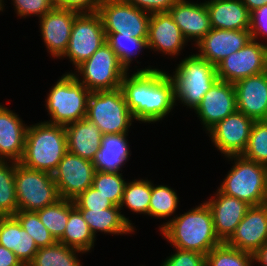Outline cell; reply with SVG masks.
I'll list each match as a JSON object with an SVG mask.
<instances>
[{
    "mask_svg": "<svg viewBox=\"0 0 267 266\" xmlns=\"http://www.w3.org/2000/svg\"><path fill=\"white\" fill-rule=\"evenodd\" d=\"M151 66L126 73L121 82L127 107L136 121L159 122L172 111L175 101V85L169 74Z\"/></svg>",
    "mask_w": 267,
    "mask_h": 266,
    "instance_id": "obj_1",
    "label": "cell"
},
{
    "mask_svg": "<svg viewBox=\"0 0 267 266\" xmlns=\"http://www.w3.org/2000/svg\"><path fill=\"white\" fill-rule=\"evenodd\" d=\"M159 230L174 248L203 255L222 243L216 235L212 213L206 202L170 218Z\"/></svg>",
    "mask_w": 267,
    "mask_h": 266,
    "instance_id": "obj_2",
    "label": "cell"
},
{
    "mask_svg": "<svg viewBox=\"0 0 267 266\" xmlns=\"http://www.w3.org/2000/svg\"><path fill=\"white\" fill-rule=\"evenodd\" d=\"M66 152L65 126L44 121L27 127L24 153L19 163L52 174Z\"/></svg>",
    "mask_w": 267,
    "mask_h": 266,
    "instance_id": "obj_3",
    "label": "cell"
},
{
    "mask_svg": "<svg viewBox=\"0 0 267 266\" xmlns=\"http://www.w3.org/2000/svg\"><path fill=\"white\" fill-rule=\"evenodd\" d=\"M226 158L234 160V165L218 189L251 206L265 204L267 201V166L242 155H231Z\"/></svg>",
    "mask_w": 267,
    "mask_h": 266,
    "instance_id": "obj_4",
    "label": "cell"
},
{
    "mask_svg": "<svg viewBox=\"0 0 267 266\" xmlns=\"http://www.w3.org/2000/svg\"><path fill=\"white\" fill-rule=\"evenodd\" d=\"M90 91L79 82L73 72H66L51 87L47 95V123L66 126L86 117Z\"/></svg>",
    "mask_w": 267,
    "mask_h": 266,
    "instance_id": "obj_5",
    "label": "cell"
},
{
    "mask_svg": "<svg viewBox=\"0 0 267 266\" xmlns=\"http://www.w3.org/2000/svg\"><path fill=\"white\" fill-rule=\"evenodd\" d=\"M177 65L174 75L169 74L175 85V101L195 110L218 80L216 66L197 54L189 55Z\"/></svg>",
    "mask_w": 267,
    "mask_h": 266,
    "instance_id": "obj_6",
    "label": "cell"
},
{
    "mask_svg": "<svg viewBox=\"0 0 267 266\" xmlns=\"http://www.w3.org/2000/svg\"><path fill=\"white\" fill-rule=\"evenodd\" d=\"M86 118L95 123L103 135L128 133L134 122L121 88L91 92Z\"/></svg>",
    "mask_w": 267,
    "mask_h": 266,
    "instance_id": "obj_7",
    "label": "cell"
},
{
    "mask_svg": "<svg viewBox=\"0 0 267 266\" xmlns=\"http://www.w3.org/2000/svg\"><path fill=\"white\" fill-rule=\"evenodd\" d=\"M75 70L77 71L73 75L90 92L120 88L122 79L128 72L107 42Z\"/></svg>",
    "mask_w": 267,
    "mask_h": 266,
    "instance_id": "obj_8",
    "label": "cell"
},
{
    "mask_svg": "<svg viewBox=\"0 0 267 266\" xmlns=\"http://www.w3.org/2000/svg\"><path fill=\"white\" fill-rule=\"evenodd\" d=\"M15 187L18 210L37 211L61 199L51 173L28 168L19 162L15 165Z\"/></svg>",
    "mask_w": 267,
    "mask_h": 266,
    "instance_id": "obj_9",
    "label": "cell"
},
{
    "mask_svg": "<svg viewBox=\"0 0 267 266\" xmlns=\"http://www.w3.org/2000/svg\"><path fill=\"white\" fill-rule=\"evenodd\" d=\"M97 13L102 19L106 37L110 33H132L138 39L148 37L151 14L124 0H100Z\"/></svg>",
    "mask_w": 267,
    "mask_h": 266,
    "instance_id": "obj_10",
    "label": "cell"
},
{
    "mask_svg": "<svg viewBox=\"0 0 267 266\" xmlns=\"http://www.w3.org/2000/svg\"><path fill=\"white\" fill-rule=\"evenodd\" d=\"M106 42L100 15L79 14L72 25L69 44L61 58L68 57L75 69L89 59Z\"/></svg>",
    "mask_w": 267,
    "mask_h": 266,
    "instance_id": "obj_11",
    "label": "cell"
},
{
    "mask_svg": "<svg viewBox=\"0 0 267 266\" xmlns=\"http://www.w3.org/2000/svg\"><path fill=\"white\" fill-rule=\"evenodd\" d=\"M95 172L92 161L67 151L52 173L60 198L67 200L77 198L92 186Z\"/></svg>",
    "mask_w": 267,
    "mask_h": 266,
    "instance_id": "obj_12",
    "label": "cell"
},
{
    "mask_svg": "<svg viewBox=\"0 0 267 266\" xmlns=\"http://www.w3.org/2000/svg\"><path fill=\"white\" fill-rule=\"evenodd\" d=\"M251 39L243 48L216 65L218 80L235 83L243 78L265 72L264 45Z\"/></svg>",
    "mask_w": 267,
    "mask_h": 266,
    "instance_id": "obj_13",
    "label": "cell"
},
{
    "mask_svg": "<svg viewBox=\"0 0 267 266\" xmlns=\"http://www.w3.org/2000/svg\"><path fill=\"white\" fill-rule=\"evenodd\" d=\"M255 120L236 111L227 116L207 133L212 143L225 157L242 155L250 137Z\"/></svg>",
    "mask_w": 267,
    "mask_h": 266,
    "instance_id": "obj_14",
    "label": "cell"
},
{
    "mask_svg": "<svg viewBox=\"0 0 267 266\" xmlns=\"http://www.w3.org/2000/svg\"><path fill=\"white\" fill-rule=\"evenodd\" d=\"M237 111L236 90L233 83L217 80L205 93L194 112L201 125L209 131L218 122Z\"/></svg>",
    "mask_w": 267,
    "mask_h": 266,
    "instance_id": "obj_15",
    "label": "cell"
},
{
    "mask_svg": "<svg viewBox=\"0 0 267 266\" xmlns=\"http://www.w3.org/2000/svg\"><path fill=\"white\" fill-rule=\"evenodd\" d=\"M79 14L73 10L54 7L39 18L42 39L52 57L60 59L66 52L73 22Z\"/></svg>",
    "mask_w": 267,
    "mask_h": 266,
    "instance_id": "obj_16",
    "label": "cell"
},
{
    "mask_svg": "<svg viewBox=\"0 0 267 266\" xmlns=\"http://www.w3.org/2000/svg\"><path fill=\"white\" fill-rule=\"evenodd\" d=\"M251 39L250 30L211 29L195 44L200 52L196 54L216 66L221 60L243 48Z\"/></svg>",
    "mask_w": 267,
    "mask_h": 266,
    "instance_id": "obj_17",
    "label": "cell"
},
{
    "mask_svg": "<svg viewBox=\"0 0 267 266\" xmlns=\"http://www.w3.org/2000/svg\"><path fill=\"white\" fill-rule=\"evenodd\" d=\"M267 242V205L251 206L235 232L226 241L229 246L252 255Z\"/></svg>",
    "mask_w": 267,
    "mask_h": 266,
    "instance_id": "obj_18",
    "label": "cell"
},
{
    "mask_svg": "<svg viewBox=\"0 0 267 266\" xmlns=\"http://www.w3.org/2000/svg\"><path fill=\"white\" fill-rule=\"evenodd\" d=\"M217 194L205 201L211 210L216 235L226 242L251 207L247 202L226 195L219 189Z\"/></svg>",
    "mask_w": 267,
    "mask_h": 266,
    "instance_id": "obj_19",
    "label": "cell"
},
{
    "mask_svg": "<svg viewBox=\"0 0 267 266\" xmlns=\"http://www.w3.org/2000/svg\"><path fill=\"white\" fill-rule=\"evenodd\" d=\"M187 42L169 12L151 14L148 25V49L176 57Z\"/></svg>",
    "mask_w": 267,
    "mask_h": 266,
    "instance_id": "obj_20",
    "label": "cell"
},
{
    "mask_svg": "<svg viewBox=\"0 0 267 266\" xmlns=\"http://www.w3.org/2000/svg\"><path fill=\"white\" fill-rule=\"evenodd\" d=\"M234 87L237 111L255 121L267 120V73L243 78Z\"/></svg>",
    "mask_w": 267,
    "mask_h": 266,
    "instance_id": "obj_21",
    "label": "cell"
},
{
    "mask_svg": "<svg viewBox=\"0 0 267 266\" xmlns=\"http://www.w3.org/2000/svg\"><path fill=\"white\" fill-rule=\"evenodd\" d=\"M184 38L198 43L212 28L205 2L179 0L169 11Z\"/></svg>",
    "mask_w": 267,
    "mask_h": 266,
    "instance_id": "obj_22",
    "label": "cell"
},
{
    "mask_svg": "<svg viewBox=\"0 0 267 266\" xmlns=\"http://www.w3.org/2000/svg\"><path fill=\"white\" fill-rule=\"evenodd\" d=\"M0 103V160L19 162L24 153L27 124ZM27 125V126H26Z\"/></svg>",
    "mask_w": 267,
    "mask_h": 266,
    "instance_id": "obj_23",
    "label": "cell"
},
{
    "mask_svg": "<svg viewBox=\"0 0 267 266\" xmlns=\"http://www.w3.org/2000/svg\"><path fill=\"white\" fill-rule=\"evenodd\" d=\"M65 131L67 151L93 162L103 136L98 126L85 117L66 125Z\"/></svg>",
    "mask_w": 267,
    "mask_h": 266,
    "instance_id": "obj_24",
    "label": "cell"
},
{
    "mask_svg": "<svg viewBox=\"0 0 267 266\" xmlns=\"http://www.w3.org/2000/svg\"><path fill=\"white\" fill-rule=\"evenodd\" d=\"M212 29L250 30L251 13L241 0L205 1Z\"/></svg>",
    "mask_w": 267,
    "mask_h": 266,
    "instance_id": "obj_25",
    "label": "cell"
},
{
    "mask_svg": "<svg viewBox=\"0 0 267 266\" xmlns=\"http://www.w3.org/2000/svg\"><path fill=\"white\" fill-rule=\"evenodd\" d=\"M0 245L11 250L24 264H29L39 249L14 216H0Z\"/></svg>",
    "mask_w": 267,
    "mask_h": 266,
    "instance_id": "obj_26",
    "label": "cell"
},
{
    "mask_svg": "<svg viewBox=\"0 0 267 266\" xmlns=\"http://www.w3.org/2000/svg\"><path fill=\"white\" fill-rule=\"evenodd\" d=\"M127 136V133L102 136L101 147L93 161L96 171L122 172L121 168L131 155Z\"/></svg>",
    "mask_w": 267,
    "mask_h": 266,
    "instance_id": "obj_27",
    "label": "cell"
},
{
    "mask_svg": "<svg viewBox=\"0 0 267 266\" xmlns=\"http://www.w3.org/2000/svg\"><path fill=\"white\" fill-rule=\"evenodd\" d=\"M119 206L102 210H80L92 234L96 238L97 232L104 234L123 235L134 232V226L129 218L121 214Z\"/></svg>",
    "mask_w": 267,
    "mask_h": 266,
    "instance_id": "obj_28",
    "label": "cell"
},
{
    "mask_svg": "<svg viewBox=\"0 0 267 266\" xmlns=\"http://www.w3.org/2000/svg\"><path fill=\"white\" fill-rule=\"evenodd\" d=\"M95 240L96 239L87 222L84 220L83 215L73 203L70 206V213L65 232L57 242L87 253L94 248Z\"/></svg>",
    "mask_w": 267,
    "mask_h": 266,
    "instance_id": "obj_29",
    "label": "cell"
},
{
    "mask_svg": "<svg viewBox=\"0 0 267 266\" xmlns=\"http://www.w3.org/2000/svg\"><path fill=\"white\" fill-rule=\"evenodd\" d=\"M77 253L80 250L56 242L52 246L39 248L29 266H82Z\"/></svg>",
    "mask_w": 267,
    "mask_h": 266,
    "instance_id": "obj_30",
    "label": "cell"
},
{
    "mask_svg": "<svg viewBox=\"0 0 267 266\" xmlns=\"http://www.w3.org/2000/svg\"><path fill=\"white\" fill-rule=\"evenodd\" d=\"M16 164L15 161L0 160V216H13L18 211L15 187Z\"/></svg>",
    "mask_w": 267,
    "mask_h": 266,
    "instance_id": "obj_31",
    "label": "cell"
},
{
    "mask_svg": "<svg viewBox=\"0 0 267 266\" xmlns=\"http://www.w3.org/2000/svg\"><path fill=\"white\" fill-rule=\"evenodd\" d=\"M152 192V182L150 180L135 179L126 182L120 209L126 206L134 213L149 216V204Z\"/></svg>",
    "mask_w": 267,
    "mask_h": 266,
    "instance_id": "obj_32",
    "label": "cell"
},
{
    "mask_svg": "<svg viewBox=\"0 0 267 266\" xmlns=\"http://www.w3.org/2000/svg\"><path fill=\"white\" fill-rule=\"evenodd\" d=\"M74 200L60 199L55 204L35 211L39 219L58 241L64 234L69 218L70 206Z\"/></svg>",
    "mask_w": 267,
    "mask_h": 266,
    "instance_id": "obj_33",
    "label": "cell"
},
{
    "mask_svg": "<svg viewBox=\"0 0 267 266\" xmlns=\"http://www.w3.org/2000/svg\"><path fill=\"white\" fill-rule=\"evenodd\" d=\"M106 42L117 54L120 63L129 70L133 57H137L142 49H148L147 39L133 37L132 33H110Z\"/></svg>",
    "mask_w": 267,
    "mask_h": 266,
    "instance_id": "obj_34",
    "label": "cell"
},
{
    "mask_svg": "<svg viewBox=\"0 0 267 266\" xmlns=\"http://www.w3.org/2000/svg\"><path fill=\"white\" fill-rule=\"evenodd\" d=\"M253 255L222 242L206 255V266H253Z\"/></svg>",
    "mask_w": 267,
    "mask_h": 266,
    "instance_id": "obj_35",
    "label": "cell"
},
{
    "mask_svg": "<svg viewBox=\"0 0 267 266\" xmlns=\"http://www.w3.org/2000/svg\"><path fill=\"white\" fill-rule=\"evenodd\" d=\"M179 198L176 191L166 185H153L149 204V216L166 219L174 214L178 207Z\"/></svg>",
    "mask_w": 267,
    "mask_h": 266,
    "instance_id": "obj_36",
    "label": "cell"
},
{
    "mask_svg": "<svg viewBox=\"0 0 267 266\" xmlns=\"http://www.w3.org/2000/svg\"><path fill=\"white\" fill-rule=\"evenodd\" d=\"M123 178L120 172L96 171L92 187L99 190V193L110 199L114 205L120 206L126 185Z\"/></svg>",
    "mask_w": 267,
    "mask_h": 266,
    "instance_id": "obj_37",
    "label": "cell"
},
{
    "mask_svg": "<svg viewBox=\"0 0 267 266\" xmlns=\"http://www.w3.org/2000/svg\"><path fill=\"white\" fill-rule=\"evenodd\" d=\"M13 216L34 239L38 248L52 246L57 242L35 211L18 210Z\"/></svg>",
    "mask_w": 267,
    "mask_h": 266,
    "instance_id": "obj_38",
    "label": "cell"
},
{
    "mask_svg": "<svg viewBox=\"0 0 267 266\" xmlns=\"http://www.w3.org/2000/svg\"><path fill=\"white\" fill-rule=\"evenodd\" d=\"M242 156L267 166V120L254 122Z\"/></svg>",
    "mask_w": 267,
    "mask_h": 266,
    "instance_id": "obj_39",
    "label": "cell"
},
{
    "mask_svg": "<svg viewBox=\"0 0 267 266\" xmlns=\"http://www.w3.org/2000/svg\"><path fill=\"white\" fill-rule=\"evenodd\" d=\"M74 205L79 210H102L115 206L110 199L92 186L74 199Z\"/></svg>",
    "mask_w": 267,
    "mask_h": 266,
    "instance_id": "obj_40",
    "label": "cell"
},
{
    "mask_svg": "<svg viewBox=\"0 0 267 266\" xmlns=\"http://www.w3.org/2000/svg\"><path fill=\"white\" fill-rule=\"evenodd\" d=\"M18 17L37 16L42 17L52 10L55 5L53 0H12Z\"/></svg>",
    "mask_w": 267,
    "mask_h": 266,
    "instance_id": "obj_41",
    "label": "cell"
},
{
    "mask_svg": "<svg viewBox=\"0 0 267 266\" xmlns=\"http://www.w3.org/2000/svg\"><path fill=\"white\" fill-rule=\"evenodd\" d=\"M167 257L161 266H206V255L196 251L181 250Z\"/></svg>",
    "mask_w": 267,
    "mask_h": 266,
    "instance_id": "obj_42",
    "label": "cell"
},
{
    "mask_svg": "<svg viewBox=\"0 0 267 266\" xmlns=\"http://www.w3.org/2000/svg\"><path fill=\"white\" fill-rule=\"evenodd\" d=\"M126 3L150 14L168 12L179 0H124Z\"/></svg>",
    "mask_w": 267,
    "mask_h": 266,
    "instance_id": "obj_43",
    "label": "cell"
},
{
    "mask_svg": "<svg viewBox=\"0 0 267 266\" xmlns=\"http://www.w3.org/2000/svg\"><path fill=\"white\" fill-rule=\"evenodd\" d=\"M250 32L253 40L259 39L258 36L267 37V5L251 12Z\"/></svg>",
    "mask_w": 267,
    "mask_h": 266,
    "instance_id": "obj_44",
    "label": "cell"
},
{
    "mask_svg": "<svg viewBox=\"0 0 267 266\" xmlns=\"http://www.w3.org/2000/svg\"><path fill=\"white\" fill-rule=\"evenodd\" d=\"M100 0H53L55 7L76 11L78 13H96Z\"/></svg>",
    "mask_w": 267,
    "mask_h": 266,
    "instance_id": "obj_45",
    "label": "cell"
},
{
    "mask_svg": "<svg viewBox=\"0 0 267 266\" xmlns=\"http://www.w3.org/2000/svg\"><path fill=\"white\" fill-rule=\"evenodd\" d=\"M21 264V261L11 250L0 245V266H20Z\"/></svg>",
    "mask_w": 267,
    "mask_h": 266,
    "instance_id": "obj_46",
    "label": "cell"
},
{
    "mask_svg": "<svg viewBox=\"0 0 267 266\" xmlns=\"http://www.w3.org/2000/svg\"><path fill=\"white\" fill-rule=\"evenodd\" d=\"M253 263L267 266V242L253 254Z\"/></svg>",
    "mask_w": 267,
    "mask_h": 266,
    "instance_id": "obj_47",
    "label": "cell"
},
{
    "mask_svg": "<svg viewBox=\"0 0 267 266\" xmlns=\"http://www.w3.org/2000/svg\"><path fill=\"white\" fill-rule=\"evenodd\" d=\"M246 8L251 12L261 8L264 5H267V0H241Z\"/></svg>",
    "mask_w": 267,
    "mask_h": 266,
    "instance_id": "obj_48",
    "label": "cell"
},
{
    "mask_svg": "<svg viewBox=\"0 0 267 266\" xmlns=\"http://www.w3.org/2000/svg\"><path fill=\"white\" fill-rule=\"evenodd\" d=\"M264 51H265V72H267V43H264Z\"/></svg>",
    "mask_w": 267,
    "mask_h": 266,
    "instance_id": "obj_49",
    "label": "cell"
},
{
    "mask_svg": "<svg viewBox=\"0 0 267 266\" xmlns=\"http://www.w3.org/2000/svg\"><path fill=\"white\" fill-rule=\"evenodd\" d=\"M4 1L3 0H0V11H3L4 9Z\"/></svg>",
    "mask_w": 267,
    "mask_h": 266,
    "instance_id": "obj_50",
    "label": "cell"
},
{
    "mask_svg": "<svg viewBox=\"0 0 267 266\" xmlns=\"http://www.w3.org/2000/svg\"><path fill=\"white\" fill-rule=\"evenodd\" d=\"M20 266H29L28 264H24V263H22Z\"/></svg>",
    "mask_w": 267,
    "mask_h": 266,
    "instance_id": "obj_51",
    "label": "cell"
}]
</instances>
